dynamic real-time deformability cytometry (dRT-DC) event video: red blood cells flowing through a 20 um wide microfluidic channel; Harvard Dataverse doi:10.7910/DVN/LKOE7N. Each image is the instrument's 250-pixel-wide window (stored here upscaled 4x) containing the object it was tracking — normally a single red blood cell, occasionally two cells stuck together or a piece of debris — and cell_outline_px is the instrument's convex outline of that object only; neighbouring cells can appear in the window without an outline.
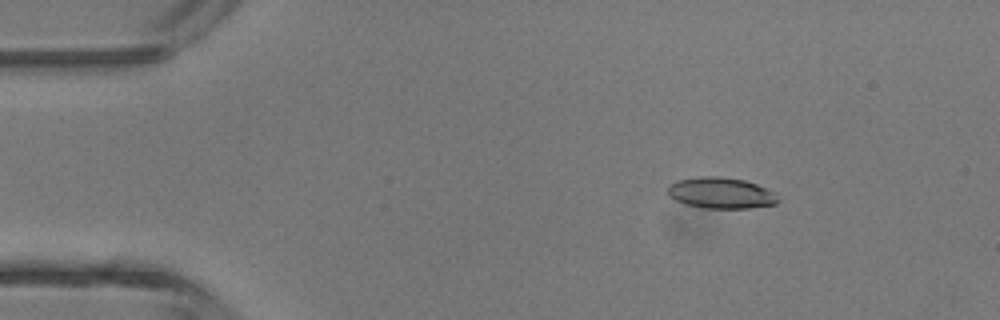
{"species": "common noctule bat (a hibernating species)", "species_latin": "Nyctalus noctula", "temperature_condition": "room temperature", "stored_images_in_passage": 15, "camera_frame_rate_fps": 3000, "um_per_image_px": 0.085, "animal": {"sex": "male", "body_mass_g": 13.3}, "frame": {"image": 1, "passage_image": 7, "time_ms": 2.0, "image_size_px": [1000, 320], "cell_outline_px": [[780, 200], [776, 204], [748, 208], [704, 208], [684, 204], [668, 196], [668, 184], [676, 180], [700, 176], [720, 176], [744, 180], [756, 184], [772, 192]], "centroid_in_image_um": [61.22, 16.4], "position_along_channel_um": 23.8, "area_um2": 20.0}}